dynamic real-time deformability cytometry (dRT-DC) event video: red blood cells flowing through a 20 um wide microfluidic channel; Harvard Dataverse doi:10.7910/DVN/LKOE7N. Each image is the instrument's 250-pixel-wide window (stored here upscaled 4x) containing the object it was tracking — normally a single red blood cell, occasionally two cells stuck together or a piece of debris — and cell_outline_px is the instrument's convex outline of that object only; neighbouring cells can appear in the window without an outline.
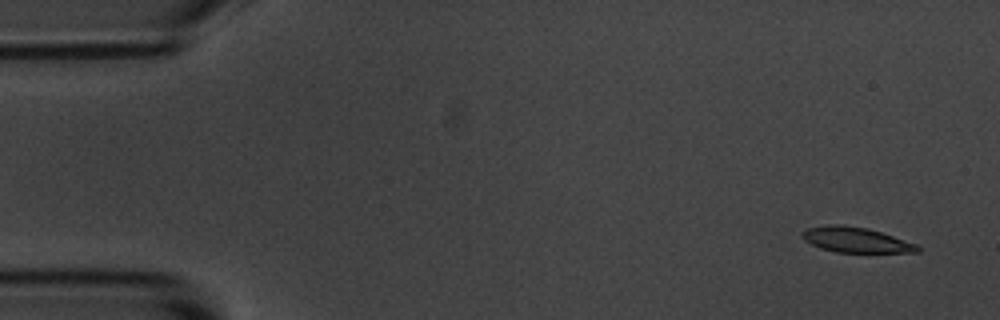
{"species": "common noctule bat (a hibernating species)", "species_latin": "Nyctalus noctula", "temperature_condition": "room temperature", "stored_images_in_passage": 7, "camera_frame_rate_fps": 3000, "um_per_image_px": 0.085, "animal": {"sex": "male", "body_mass_g": 20.1, "forearm_length_mm": 53.5}, "frame": {"image": 1, "passage_image": 1, "time_ms": 0.0, "image_size_px": [1000, 320], "cell_outline_px": [[920, 252], [836, 252], [820, 248], [804, 240], [800, 232], [808, 228], [828, 224], [844, 224], [868, 228], [916, 244], [920, 248]], "centroid_in_image_um": [72.7, 20.37], "position_along_channel_um": 12.3, "area_um2": 16.88}}
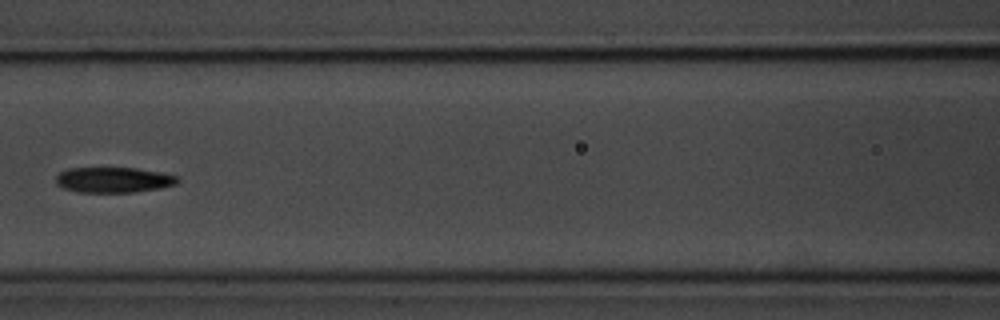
{"frame": {"image": 2, "passage_image": 7, "time_ms": 7.0, "image_size_px": [1000, 320], "cell_outline_px": [[180, 180], [176, 184], [160, 188], [132, 192], [76, 192], [64, 188], [56, 184], [56, 176], [60, 172], [68, 168], [136, 168], [160, 172], [180, 176]], "centroid_in_image_um": [9.66, 15.28], "position_along_channel_um": 156.9, "area_um2": 18.09}}